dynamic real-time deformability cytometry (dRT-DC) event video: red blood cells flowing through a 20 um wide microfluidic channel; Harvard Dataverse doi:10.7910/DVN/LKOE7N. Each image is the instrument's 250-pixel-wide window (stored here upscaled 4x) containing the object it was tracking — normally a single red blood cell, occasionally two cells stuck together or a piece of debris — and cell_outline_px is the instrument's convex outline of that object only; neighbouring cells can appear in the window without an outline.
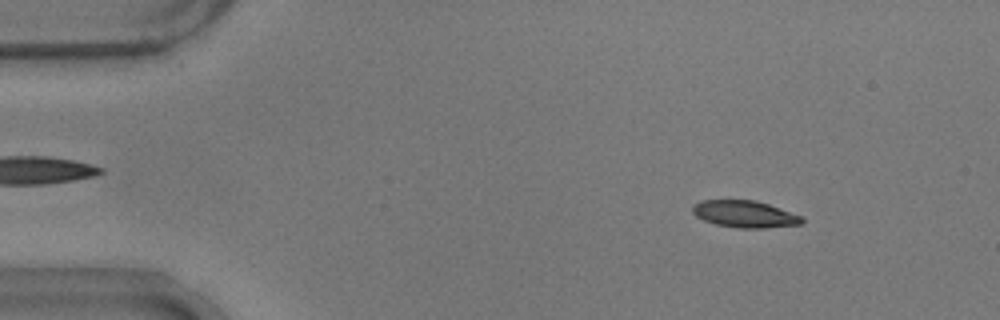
{"species": "common noctule bat (a hibernating species)", "species_latin": "Nyctalus noctula", "temperature_condition": "warm", "stored_images_in_passage": 54, "segment_of_instrument_passage": [1, 2], "camera_frame_rate_fps": 3000, "um_per_image_px": 0.085, "animal": {"sex": "male", "body_mass_g": 17.9}, "frame": {"image": 1, "passage_image": 6, "time_ms": 1.667, "image_size_px": [1000, 320], "cell_outline_px": [[804, 224], [768, 228], [736, 228], [716, 224], [704, 220], [696, 216], [692, 212], [692, 204], [700, 200], [756, 200], [768, 204], [800, 216], [804, 220]], "centroid_in_image_um": [63.28, 18.2], "position_along_channel_um": 21.7, "area_um2": 17.22}}
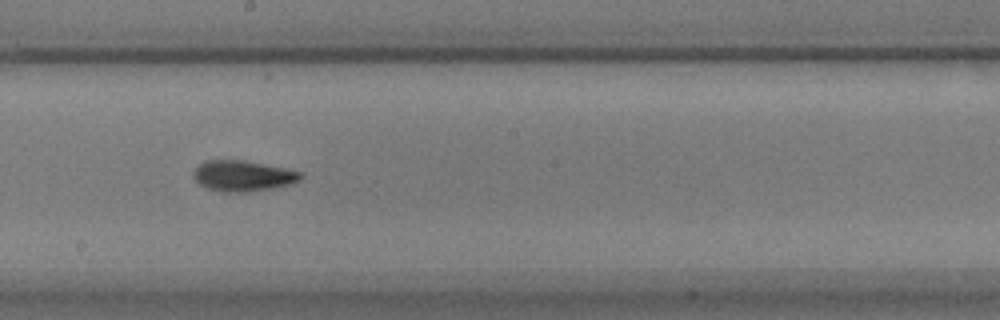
{"frame": {"image": 2, "passage_image": 29, "time_ms": 9.333, "image_size_px": [1000, 320], "cell_outline_px": [[304, 176], [300, 180], [292, 184], [272, 188], [236, 192], [228, 192], [208, 188], [200, 184], [192, 176], [192, 172], [204, 160], [244, 160], [304, 172]], "centroid_in_image_um": [20.67, 14.93], "position_along_channel_um": 227.5, "area_um2": 19.07}}
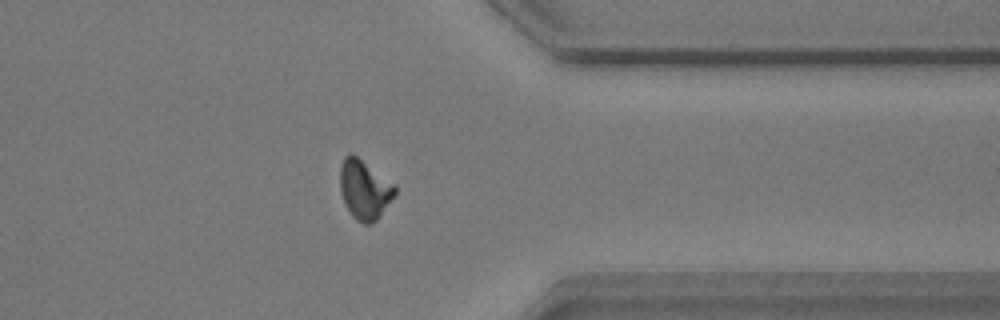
{"frame": {"image": 3, "passage_image": 42, "time_ms": 13.667, "image_size_px": [1000, 320], "cell_outline_px": [[396, 192], [376, 220], [372, 224], [364, 224], [356, 220], [352, 216], [344, 204], [340, 192], [340, 168], [344, 156], [348, 152], [352, 152], [392, 184], [396, 188]], "centroid_in_image_um": [30.92, 16.11], "position_along_channel_um": 380.5, "area_um2": 18.67}}